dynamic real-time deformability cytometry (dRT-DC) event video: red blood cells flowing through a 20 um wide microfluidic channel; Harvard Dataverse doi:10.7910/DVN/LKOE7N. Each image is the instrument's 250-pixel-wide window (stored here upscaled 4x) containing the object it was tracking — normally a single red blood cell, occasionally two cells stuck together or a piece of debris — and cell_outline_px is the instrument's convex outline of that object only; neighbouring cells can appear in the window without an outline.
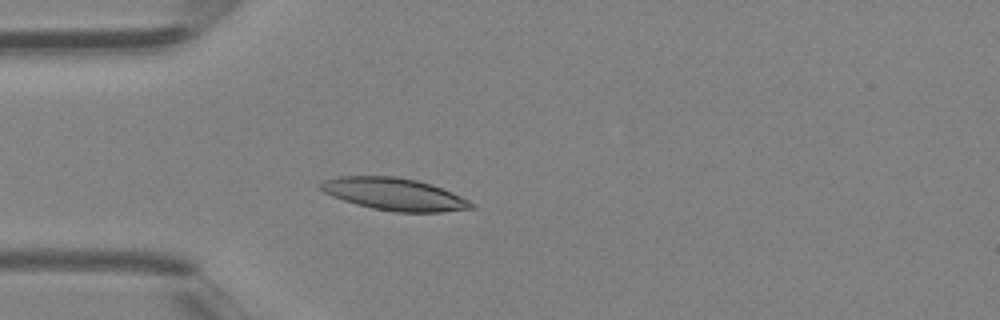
{"species": "Egyptian fruit bat (a non-hibernating species)", "species_latin": "Rousettus aegyptiacus", "temperature_condition": "room temperature", "stored_images_in_passage": 1, "camera_frame_rate_fps": 3000, "um_per_image_px": 0.085, "animal": {"sex": "female"}, "frame": {"image": 1, "passage_image": 1, "time_ms": 0.0, "image_size_px": [1000, 320], "cell_outline_px": [[476, 204], [472, 208], [440, 212], [396, 212], [372, 208], [356, 204], [332, 196], [324, 192], [316, 184], [324, 180], [340, 176], [396, 176], [416, 180], [432, 184], [460, 196]], "centroid_in_image_um": [33.49, 16.5], "position_along_channel_um": 51.5, "area_um2": 28.26}}